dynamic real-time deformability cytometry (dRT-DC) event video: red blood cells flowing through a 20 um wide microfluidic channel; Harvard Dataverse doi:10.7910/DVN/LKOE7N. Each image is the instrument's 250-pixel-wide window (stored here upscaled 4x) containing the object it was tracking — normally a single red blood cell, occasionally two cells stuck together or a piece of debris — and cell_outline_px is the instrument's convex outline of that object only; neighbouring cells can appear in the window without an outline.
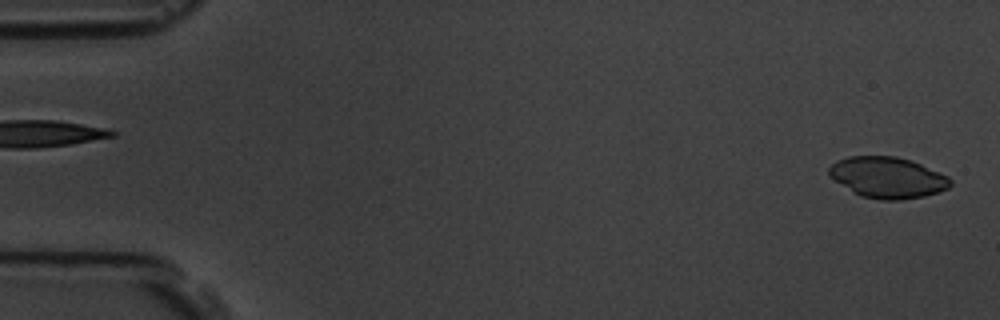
{"species": "common noctule bat (a hibernating species)", "species_latin": "Nyctalus noctula", "temperature_condition": "room temperature", "stored_images_in_passage": 5, "segment_of_instrument_passage": [2, 2], "camera_frame_rate_fps": 3000, "um_per_image_px": 0.085, "animal": {"sex": "male", "body_mass_g": 19.5, "forearm_length_mm": 54.6}, "frame": {"image": 1, "passage_image": 5, "time_ms": 4.667, "image_size_px": [1000, 320], "cell_outline_px": [[952, 184], [948, 188], [924, 196], [900, 200], [880, 200], [860, 196], [852, 192], [828, 176], [828, 168], [836, 160], [848, 156], [896, 156], [912, 160], [948, 176], [952, 180]], "centroid_in_image_um": [75.42, 15.08], "position_along_channel_um": 9.6, "area_um2": 29.25}}